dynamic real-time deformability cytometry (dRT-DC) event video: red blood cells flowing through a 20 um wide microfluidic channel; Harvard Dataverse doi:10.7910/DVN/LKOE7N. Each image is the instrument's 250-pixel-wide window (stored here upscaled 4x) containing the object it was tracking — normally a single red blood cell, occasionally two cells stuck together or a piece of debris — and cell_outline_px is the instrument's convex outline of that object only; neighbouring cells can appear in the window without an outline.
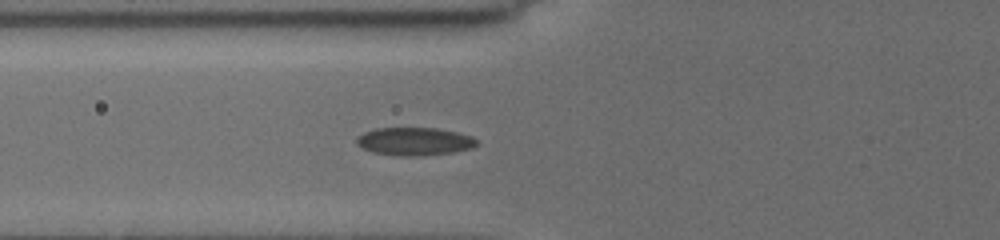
{"species": "common noctule bat (a hibernating species)", "species_latin": "Nyctalus noctula", "temperature_condition": "cold", "stored_images_in_passage": 7, "camera_frame_rate_fps": 3000, "um_per_image_px": 0.085, "animal": {"sex": "female", "body_mass_g": 19.5, "forearm_length_mm": 54.1}, "frame": {"image": 1, "passage_image": 7, "time_ms": 5.667, "image_size_px": [1000, 240], "cell_outline_px": [[480, 144], [472, 148], [452, 152], [420, 156], [396, 156], [372, 152], [356, 144], [356, 140], [364, 132], [376, 128], [436, 128], [456, 132], [472, 136], [480, 140]], "centroid_in_image_um": [35.28, 12.02], "position_along_channel_um": 90.5, "area_um2": 19.71}}